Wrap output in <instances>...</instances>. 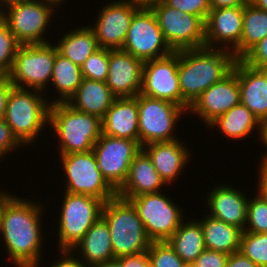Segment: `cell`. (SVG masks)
<instances>
[{"label": "cell", "instance_id": "obj_49", "mask_svg": "<svg viewBox=\"0 0 267 267\" xmlns=\"http://www.w3.org/2000/svg\"><path fill=\"white\" fill-rule=\"evenodd\" d=\"M140 8H151L153 5L162 3L165 0H127Z\"/></svg>", "mask_w": 267, "mask_h": 267}, {"label": "cell", "instance_id": "obj_22", "mask_svg": "<svg viewBox=\"0 0 267 267\" xmlns=\"http://www.w3.org/2000/svg\"><path fill=\"white\" fill-rule=\"evenodd\" d=\"M142 149L150 157L160 177L169 186L177 179L189 162L191 153L185 146L184 141L152 142Z\"/></svg>", "mask_w": 267, "mask_h": 267}, {"label": "cell", "instance_id": "obj_47", "mask_svg": "<svg viewBox=\"0 0 267 267\" xmlns=\"http://www.w3.org/2000/svg\"><path fill=\"white\" fill-rule=\"evenodd\" d=\"M249 0H210L211 9L245 6Z\"/></svg>", "mask_w": 267, "mask_h": 267}, {"label": "cell", "instance_id": "obj_10", "mask_svg": "<svg viewBox=\"0 0 267 267\" xmlns=\"http://www.w3.org/2000/svg\"><path fill=\"white\" fill-rule=\"evenodd\" d=\"M187 112L183 107L164 100L138 94L139 144L173 141L179 119ZM183 115V116H181ZM174 134V135H173Z\"/></svg>", "mask_w": 267, "mask_h": 267}, {"label": "cell", "instance_id": "obj_48", "mask_svg": "<svg viewBox=\"0 0 267 267\" xmlns=\"http://www.w3.org/2000/svg\"><path fill=\"white\" fill-rule=\"evenodd\" d=\"M259 139L263 143L264 147L267 148V122L261 123L260 127V133H259ZM266 154L262 155V159L260 160L261 165L267 166V149H266Z\"/></svg>", "mask_w": 267, "mask_h": 267}, {"label": "cell", "instance_id": "obj_53", "mask_svg": "<svg viewBox=\"0 0 267 267\" xmlns=\"http://www.w3.org/2000/svg\"><path fill=\"white\" fill-rule=\"evenodd\" d=\"M2 2V10L5 7V5L10 4L12 2H16V1H23V0H0Z\"/></svg>", "mask_w": 267, "mask_h": 267}, {"label": "cell", "instance_id": "obj_40", "mask_svg": "<svg viewBox=\"0 0 267 267\" xmlns=\"http://www.w3.org/2000/svg\"><path fill=\"white\" fill-rule=\"evenodd\" d=\"M19 146H24L14 135L11 127L5 122L0 120V159L8 155V152L18 149Z\"/></svg>", "mask_w": 267, "mask_h": 267}, {"label": "cell", "instance_id": "obj_2", "mask_svg": "<svg viewBox=\"0 0 267 267\" xmlns=\"http://www.w3.org/2000/svg\"><path fill=\"white\" fill-rule=\"evenodd\" d=\"M236 60L233 52L225 49L202 47L178 51L182 107L188 111L205 90L232 71Z\"/></svg>", "mask_w": 267, "mask_h": 267}, {"label": "cell", "instance_id": "obj_1", "mask_svg": "<svg viewBox=\"0 0 267 267\" xmlns=\"http://www.w3.org/2000/svg\"><path fill=\"white\" fill-rule=\"evenodd\" d=\"M18 197L4 191L0 236L16 267H38L43 255L41 215L44 209L39 203Z\"/></svg>", "mask_w": 267, "mask_h": 267}, {"label": "cell", "instance_id": "obj_39", "mask_svg": "<svg viewBox=\"0 0 267 267\" xmlns=\"http://www.w3.org/2000/svg\"><path fill=\"white\" fill-rule=\"evenodd\" d=\"M240 60L249 67L267 70V37L252 47Z\"/></svg>", "mask_w": 267, "mask_h": 267}, {"label": "cell", "instance_id": "obj_14", "mask_svg": "<svg viewBox=\"0 0 267 267\" xmlns=\"http://www.w3.org/2000/svg\"><path fill=\"white\" fill-rule=\"evenodd\" d=\"M141 149L139 141L101 133L92 151L103 177L118 191L128 177L131 162Z\"/></svg>", "mask_w": 267, "mask_h": 267}, {"label": "cell", "instance_id": "obj_32", "mask_svg": "<svg viewBox=\"0 0 267 267\" xmlns=\"http://www.w3.org/2000/svg\"><path fill=\"white\" fill-rule=\"evenodd\" d=\"M265 37H267V11L249 2L244 6L242 36L240 46L233 52L234 57L240 60Z\"/></svg>", "mask_w": 267, "mask_h": 267}, {"label": "cell", "instance_id": "obj_51", "mask_svg": "<svg viewBox=\"0 0 267 267\" xmlns=\"http://www.w3.org/2000/svg\"><path fill=\"white\" fill-rule=\"evenodd\" d=\"M249 2L256 7L267 11V0H249Z\"/></svg>", "mask_w": 267, "mask_h": 267}, {"label": "cell", "instance_id": "obj_35", "mask_svg": "<svg viewBox=\"0 0 267 267\" xmlns=\"http://www.w3.org/2000/svg\"><path fill=\"white\" fill-rule=\"evenodd\" d=\"M109 49L98 48L81 65L82 77L106 81L108 75Z\"/></svg>", "mask_w": 267, "mask_h": 267}, {"label": "cell", "instance_id": "obj_55", "mask_svg": "<svg viewBox=\"0 0 267 267\" xmlns=\"http://www.w3.org/2000/svg\"><path fill=\"white\" fill-rule=\"evenodd\" d=\"M183 267H195L193 263H185Z\"/></svg>", "mask_w": 267, "mask_h": 267}, {"label": "cell", "instance_id": "obj_50", "mask_svg": "<svg viewBox=\"0 0 267 267\" xmlns=\"http://www.w3.org/2000/svg\"><path fill=\"white\" fill-rule=\"evenodd\" d=\"M90 267H122V265L115 259L109 262L101 263V264H96Z\"/></svg>", "mask_w": 267, "mask_h": 267}, {"label": "cell", "instance_id": "obj_28", "mask_svg": "<svg viewBox=\"0 0 267 267\" xmlns=\"http://www.w3.org/2000/svg\"><path fill=\"white\" fill-rule=\"evenodd\" d=\"M211 127H217L231 140H240L249 137L255 130H258L259 136L261 123L245 105L239 103L213 121L208 126L209 129Z\"/></svg>", "mask_w": 267, "mask_h": 267}, {"label": "cell", "instance_id": "obj_56", "mask_svg": "<svg viewBox=\"0 0 267 267\" xmlns=\"http://www.w3.org/2000/svg\"><path fill=\"white\" fill-rule=\"evenodd\" d=\"M2 12V2L0 1V13Z\"/></svg>", "mask_w": 267, "mask_h": 267}, {"label": "cell", "instance_id": "obj_9", "mask_svg": "<svg viewBox=\"0 0 267 267\" xmlns=\"http://www.w3.org/2000/svg\"><path fill=\"white\" fill-rule=\"evenodd\" d=\"M59 156L66 175L65 192L93 196L104 203L117 196V191L105 180L98 168L92 150Z\"/></svg>", "mask_w": 267, "mask_h": 267}, {"label": "cell", "instance_id": "obj_26", "mask_svg": "<svg viewBox=\"0 0 267 267\" xmlns=\"http://www.w3.org/2000/svg\"><path fill=\"white\" fill-rule=\"evenodd\" d=\"M116 98L105 81L83 78L67 104L102 120Z\"/></svg>", "mask_w": 267, "mask_h": 267}, {"label": "cell", "instance_id": "obj_52", "mask_svg": "<svg viewBox=\"0 0 267 267\" xmlns=\"http://www.w3.org/2000/svg\"><path fill=\"white\" fill-rule=\"evenodd\" d=\"M3 211H4V190L3 192L0 190V232H1Z\"/></svg>", "mask_w": 267, "mask_h": 267}, {"label": "cell", "instance_id": "obj_44", "mask_svg": "<svg viewBox=\"0 0 267 267\" xmlns=\"http://www.w3.org/2000/svg\"><path fill=\"white\" fill-rule=\"evenodd\" d=\"M61 258L56 260L51 267H89L77 257L72 255L71 251H60ZM72 255V256H71Z\"/></svg>", "mask_w": 267, "mask_h": 267}, {"label": "cell", "instance_id": "obj_33", "mask_svg": "<svg viewBox=\"0 0 267 267\" xmlns=\"http://www.w3.org/2000/svg\"><path fill=\"white\" fill-rule=\"evenodd\" d=\"M239 251L258 267H267V234L242 231Z\"/></svg>", "mask_w": 267, "mask_h": 267}, {"label": "cell", "instance_id": "obj_38", "mask_svg": "<svg viewBox=\"0 0 267 267\" xmlns=\"http://www.w3.org/2000/svg\"><path fill=\"white\" fill-rule=\"evenodd\" d=\"M164 2L183 13L198 16L204 22L211 11L210 0H165Z\"/></svg>", "mask_w": 267, "mask_h": 267}, {"label": "cell", "instance_id": "obj_11", "mask_svg": "<svg viewBox=\"0 0 267 267\" xmlns=\"http://www.w3.org/2000/svg\"><path fill=\"white\" fill-rule=\"evenodd\" d=\"M162 192L142 194L129 199L151 241H167L184 220L182 209H179L169 195Z\"/></svg>", "mask_w": 267, "mask_h": 267}, {"label": "cell", "instance_id": "obj_31", "mask_svg": "<svg viewBox=\"0 0 267 267\" xmlns=\"http://www.w3.org/2000/svg\"><path fill=\"white\" fill-rule=\"evenodd\" d=\"M83 77L80 66L74 64L70 59L64 57L58 52L56 47V58L53 66V73L51 83L49 86L54 85L58 98L52 100V104L67 103L68 100L74 95Z\"/></svg>", "mask_w": 267, "mask_h": 267}, {"label": "cell", "instance_id": "obj_8", "mask_svg": "<svg viewBox=\"0 0 267 267\" xmlns=\"http://www.w3.org/2000/svg\"><path fill=\"white\" fill-rule=\"evenodd\" d=\"M55 58V43L20 45L13 67L7 76L16 88L46 93L52 78Z\"/></svg>", "mask_w": 267, "mask_h": 267}, {"label": "cell", "instance_id": "obj_29", "mask_svg": "<svg viewBox=\"0 0 267 267\" xmlns=\"http://www.w3.org/2000/svg\"><path fill=\"white\" fill-rule=\"evenodd\" d=\"M55 45L60 54L80 67L93 52L100 48L90 25L67 31Z\"/></svg>", "mask_w": 267, "mask_h": 267}, {"label": "cell", "instance_id": "obj_54", "mask_svg": "<svg viewBox=\"0 0 267 267\" xmlns=\"http://www.w3.org/2000/svg\"><path fill=\"white\" fill-rule=\"evenodd\" d=\"M50 1L55 2L58 6H60V4L62 5L63 3H66V2H64V0H50Z\"/></svg>", "mask_w": 267, "mask_h": 267}, {"label": "cell", "instance_id": "obj_21", "mask_svg": "<svg viewBox=\"0 0 267 267\" xmlns=\"http://www.w3.org/2000/svg\"><path fill=\"white\" fill-rule=\"evenodd\" d=\"M238 77L241 103L260 123L267 122V70L249 67L236 60L232 69Z\"/></svg>", "mask_w": 267, "mask_h": 267}, {"label": "cell", "instance_id": "obj_12", "mask_svg": "<svg viewBox=\"0 0 267 267\" xmlns=\"http://www.w3.org/2000/svg\"><path fill=\"white\" fill-rule=\"evenodd\" d=\"M165 41L176 52L205 47V22L168 6L165 2L151 7Z\"/></svg>", "mask_w": 267, "mask_h": 267}, {"label": "cell", "instance_id": "obj_5", "mask_svg": "<svg viewBox=\"0 0 267 267\" xmlns=\"http://www.w3.org/2000/svg\"><path fill=\"white\" fill-rule=\"evenodd\" d=\"M42 94L47 93L14 87L8 97L4 120L25 147L49 126L51 100Z\"/></svg>", "mask_w": 267, "mask_h": 267}, {"label": "cell", "instance_id": "obj_43", "mask_svg": "<svg viewBox=\"0 0 267 267\" xmlns=\"http://www.w3.org/2000/svg\"><path fill=\"white\" fill-rule=\"evenodd\" d=\"M14 87L8 76L0 77V120L5 119L8 97Z\"/></svg>", "mask_w": 267, "mask_h": 267}, {"label": "cell", "instance_id": "obj_15", "mask_svg": "<svg viewBox=\"0 0 267 267\" xmlns=\"http://www.w3.org/2000/svg\"><path fill=\"white\" fill-rule=\"evenodd\" d=\"M140 94L164 99L182 107L178 76V51L144 62Z\"/></svg>", "mask_w": 267, "mask_h": 267}, {"label": "cell", "instance_id": "obj_30", "mask_svg": "<svg viewBox=\"0 0 267 267\" xmlns=\"http://www.w3.org/2000/svg\"><path fill=\"white\" fill-rule=\"evenodd\" d=\"M167 242L185 263H193L206 249L198 219L191 218L190 222L183 220Z\"/></svg>", "mask_w": 267, "mask_h": 267}, {"label": "cell", "instance_id": "obj_18", "mask_svg": "<svg viewBox=\"0 0 267 267\" xmlns=\"http://www.w3.org/2000/svg\"><path fill=\"white\" fill-rule=\"evenodd\" d=\"M243 10L244 6L211 9L205 21V47L234 52L240 46Z\"/></svg>", "mask_w": 267, "mask_h": 267}, {"label": "cell", "instance_id": "obj_27", "mask_svg": "<svg viewBox=\"0 0 267 267\" xmlns=\"http://www.w3.org/2000/svg\"><path fill=\"white\" fill-rule=\"evenodd\" d=\"M206 215L203 217L204 219L199 220L206 249L223 252L228 255L238 252L242 230L212 218L208 214Z\"/></svg>", "mask_w": 267, "mask_h": 267}, {"label": "cell", "instance_id": "obj_36", "mask_svg": "<svg viewBox=\"0 0 267 267\" xmlns=\"http://www.w3.org/2000/svg\"><path fill=\"white\" fill-rule=\"evenodd\" d=\"M147 254L151 267H183L185 264L167 241H152Z\"/></svg>", "mask_w": 267, "mask_h": 267}, {"label": "cell", "instance_id": "obj_6", "mask_svg": "<svg viewBox=\"0 0 267 267\" xmlns=\"http://www.w3.org/2000/svg\"><path fill=\"white\" fill-rule=\"evenodd\" d=\"M5 6L1 12V19L8 25L20 45L50 43L43 37L52 22L51 17L56 10L54 8L58 7L55 2L23 0Z\"/></svg>", "mask_w": 267, "mask_h": 267}, {"label": "cell", "instance_id": "obj_46", "mask_svg": "<svg viewBox=\"0 0 267 267\" xmlns=\"http://www.w3.org/2000/svg\"><path fill=\"white\" fill-rule=\"evenodd\" d=\"M259 177L257 182V195H259L262 199L267 201V166L260 165L259 166Z\"/></svg>", "mask_w": 267, "mask_h": 267}, {"label": "cell", "instance_id": "obj_19", "mask_svg": "<svg viewBox=\"0 0 267 267\" xmlns=\"http://www.w3.org/2000/svg\"><path fill=\"white\" fill-rule=\"evenodd\" d=\"M144 62L121 49H109L106 84L117 98L136 97L142 89Z\"/></svg>", "mask_w": 267, "mask_h": 267}, {"label": "cell", "instance_id": "obj_25", "mask_svg": "<svg viewBox=\"0 0 267 267\" xmlns=\"http://www.w3.org/2000/svg\"><path fill=\"white\" fill-rule=\"evenodd\" d=\"M71 252L89 267L115 260L111 234L106 221L102 217L99 218ZM80 254L82 257L79 256Z\"/></svg>", "mask_w": 267, "mask_h": 267}, {"label": "cell", "instance_id": "obj_24", "mask_svg": "<svg viewBox=\"0 0 267 267\" xmlns=\"http://www.w3.org/2000/svg\"><path fill=\"white\" fill-rule=\"evenodd\" d=\"M101 124L105 135L139 141L138 95L116 98L106 111Z\"/></svg>", "mask_w": 267, "mask_h": 267}, {"label": "cell", "instance_id": "obj_23", "mask_svg": "<svg viewBox=\"0 0 267 267\" xmlns=\"http://www.w3.org/2000/svg\"><path fill=\"white\" fill-rule=\"evenodd\" d=\"M165 185L150 157L141 149L131 162L128 177L117 196L129 200L142 194L160 192Z\"/></svg>", "mask_w": 267, "mask_h": 267}, {"label": "cell", "instance_id": "obj_3", "mask_svg": "<svg viewBox=\"0 0 267 267\" xmlns=\"http://www.w3.org/2000/svg\"><path fill=\"white\" fill-rule=\"evenodd\" d=\"M48 125L58 137V155L91 151L102 133L101 119L67 103L50 105Z\"/></svg>", "mask_w": 267, "mask_h": 267}, {"label": "cell", "instance_id": "obj_17", "mask_svg": "<svg viewBox=\"0 0 267 267\" xmlns=\"http://www.w3.org/2000/svg\"><path fill=\"white\" fill-rule=\"evenodd\" d=\"M241 103L237 74L232 70L221 81L205 90L190 106L187 113L199 116L208 126L219 116Z\"/></svg>", "mask_w": 267, "mask_h": 267}, {"label": "cell", "instance_id": "obj_45", "mask_svg": "<svg viewBox=\"0 0 267 267\" xmlns=\"http://www.w3.org/2000/svg\"><path fill=\"white\" fill-rule=\"evenodd\" d=\"M225 267H258L251 259L244 256L240 251L228 256Z\"/></svg>", "mask_w": 267, "mask_h": 267}, {"label": "cell", "instance_id": "obj_7", "mask_svg": "<svg viewBox=\"0 0 267 267\" xmlns=\"http://www.w3.org/2000/svg\"><path fill=\"white\" fill-rule=\"evenodd\" d=\"M59 212L58 248L71 251L90 227L101 218L104 202L89 195L64 193Z\"/></svg>", "mask_w": 267, "mask_h": 267}, {"label": "cell", "instance_id": "obj_16", "mask_svg": "<svg viewBox=\"0 0 267 267\" xmlns=\"http://www.w3.org/2000/svg\"><path fill=\"white\" fill-rule=\"evenodd\" d=\"M91 28L100 48L122 49L131 20L140 7L127 0H114L101 7Z\"/></svg>", "mask_w": 267, "mask_h": 267}, {"label": "cell", "instance_id": "obj_37", "mask_svg": "<svg viewBox=\"0 0 267 267\" xmlns=\"http://www.w3.org/2000/svg\"><path fill=\"white\" fill-rule=\"evenodd\" d=\"M247 213V226L244 231L267 234V201L257 194L253 199L249 198Z\"/></svg>", "mask_w": 267, "mask_h": 267}, {"label": "cell", "instance_id": "obj_20", "mask_svg": "<svg viewBox=\"0 0 267 267\" xmlns=\"http://www.w3.org/2000/svg\"><path fill=\"white\" fill-rule=\"evenodd\" d=\"M207 211L210 217L238 227L244 231L247 222L249 198L229 184H218L207 193Z\"/></svg>", "mask_w": 267, "mask_h": 267}, {"label": "cell", "instance_id": "obj_42", "mask_svg": "<svg viewBox=\"0 0 267 267\" xmlns=\"http://www.w3.org/2000/svg\"><path fill=\"white\" fill-rule=\"evenodd\" d=\"M116 260L122 267H151L147 251L135 255L123 256Z\"/></svg>", "mask_w": 267, "mask_h": 267}, {"label": "cell", "instance_id": "obj_34", "mask_svg": "<svg viewBox=\"0 0 267 267\" xmlns=\"http://www.w3.org/2000/svg\"><path fill=\"white\" fill-rule=\"evenodd\" d=\"M20 44L8 25L0 19V75L7 76L14 63L16 51Z\"/></svg>", "mask_w": 267, "mask_h": 267}, {"label": "cell", "instance_id": "obj_13", "mask_svg": "<svg viewBox=\"0 0 267 267\" xmlns=\"http://www.w3.org/2000/svg\"><path fill=\"white\" fill-rule=\"evenodd\" d=\"M121 50L143 62L163 58L173 52L151 8H140L134 14Z\"/></svg>", "mask_w": 267, "mask_h": 267}, {"label": "cell", "instance_id": "obj_41", "mask_svg": "<svg viewBox=\"0 0 267 267\" xmlns=\"http://www.w3.org/2000/svg\"><path fill=\"white\" fill-rule=\"evenodd\" d=\"M228 254L205 249L193 262L195 267H225Z\"/></svg>", "mask_w": 267, "mask_h": 267}, {"label": "cell", "instance_id": "obj_4", "mask_svg": "<svg viewBox=\"0 0 267 267\" xmlns=\"http://www.w3.org/2000/svg\"><path fill=\"white\" fill-rule=\"evenodd\" d=\"M101 217L108 225L115 259L149 249L152 241L145 232L137 210L129 200L115 196L106 201Z\"/></svg>", "mask_w": 267, "mask_h": 267}]
</instances>
